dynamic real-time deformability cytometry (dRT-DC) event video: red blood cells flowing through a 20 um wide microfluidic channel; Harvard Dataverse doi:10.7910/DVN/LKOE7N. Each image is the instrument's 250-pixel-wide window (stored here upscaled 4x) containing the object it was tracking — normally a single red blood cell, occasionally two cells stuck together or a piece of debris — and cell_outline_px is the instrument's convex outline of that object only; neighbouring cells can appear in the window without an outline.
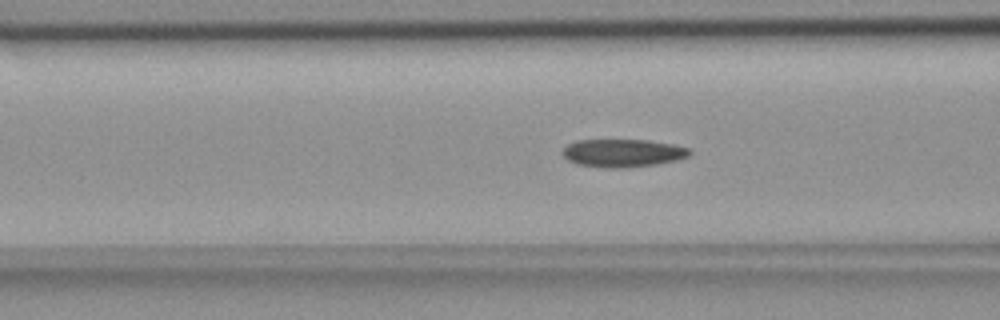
{"species": "common noctule bat (a hibernating species)", "species_latin": "Nyctalus noctula", "temperature_condition": "room temperature", "stored_images_in_passage": 54, "camera_frame_rate_fps": 3000, "um_per_image_px": 0.085, "animal": {"sex": "female", "body_mass_g": 18.4}, "frame": {"image": 1, "passage_image": 20, "time_ms": 6.333, "image_size_px": [1000, 320], "cell_outline_px": [[692, 152], [688, 156], [680, 160], [656, 164], [628, 168], [604, 168], [576, 164], [568, 160], [560, 152], [568, 144], [576, 140], [648, 140], [676, 144], [692, 148]], "centroid_in_image_um": [52.98, 13.01], "position_along_channel_um": 113.6, "area_um2": 21.15}}
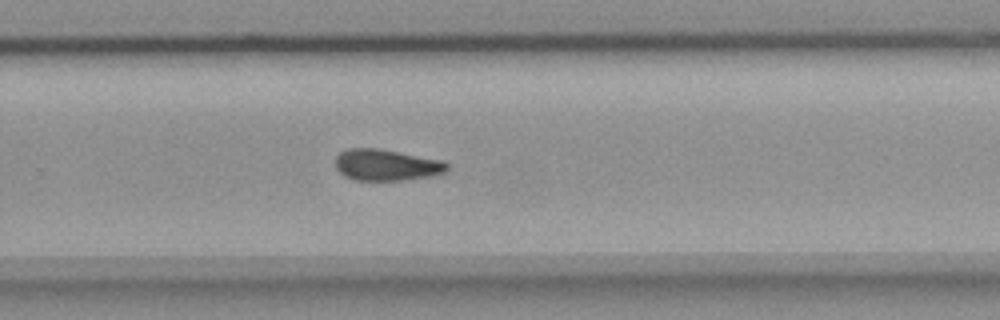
{"frame": {"image": 2, "passage_image": 35, "time_ms": 11.333, "image_size_px": [1000, 320], "cell_outline_px": [[448, 168], [444, 172], [432, 176], [404, 180], [356, 180], [344, 176], [336, 168], [336, 156], [340, 152], [348, 148], [376, 148], [444, 160], [448, 164]], "centroid_in_image_um": [32.85, 14.02], "position_along_channel_um": 297.0, "area_um2": 20.4}}
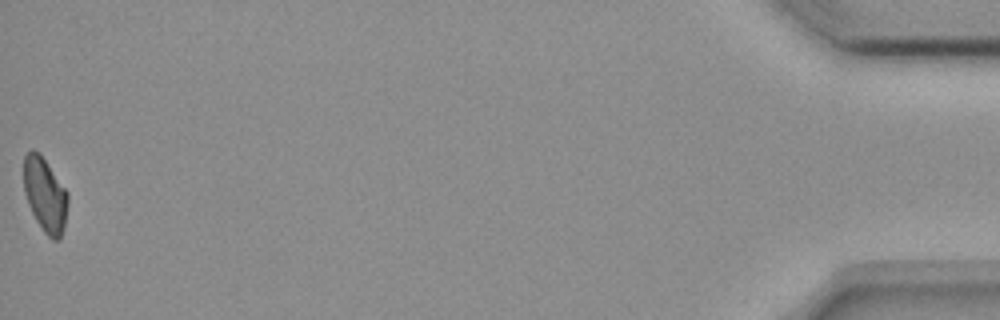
{"frame": {"image": 3, "passage_image": 54, "time_ms": 17.667, "image_size_px": [1000, 320], "cell_outline_px": [[68, 204], [64, 224], [60, 240], [52, 240], [44, 232], [36, 220], [28, 204], [24, 192], [24, 156], [32, 148], [44, 160], [68, 192]], "centroid_in_image_um": [3.83, 16.6], "position_along_channel_um": 431.4, "area_um2": 18.79}}